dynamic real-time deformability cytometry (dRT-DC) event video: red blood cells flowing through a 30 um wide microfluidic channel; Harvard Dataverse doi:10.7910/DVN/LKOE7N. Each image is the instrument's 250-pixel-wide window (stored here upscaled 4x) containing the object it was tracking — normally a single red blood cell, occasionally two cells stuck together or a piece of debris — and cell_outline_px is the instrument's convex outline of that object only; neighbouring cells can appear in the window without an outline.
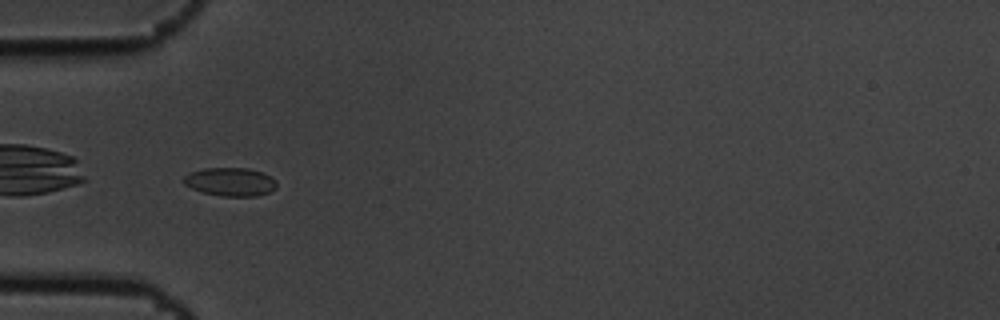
{"species": "common noctule bat (a hibernating species)", "species_latin": "Nyctalus noctula", "temperature_condition": "cold", "stored_images_in_passage": 12, "camera_frame_rate_fps": 3000, "um_per_image_px": 0.085, "animal": {"sex": "male", "body_mass_g": 19.5, "forearm_length_mm": 54.6}, "frame": {"image": 1, "passage_image": 6, "time_ms": 1.667, "image_size_px": [1000, 320], "cell_outline_px": [[276, 188], [268, 192], [256, 196], [220, 196], [204, 192], [192, 188], [184, 184], [184, 176], [192, 172], [204, 168], [248, 168], [260, 172], [276, 180]], "centroid_in_image_um": [19.58, 15.46], "position_along_channel_um": 65.4, "area_um2": 15.14}}
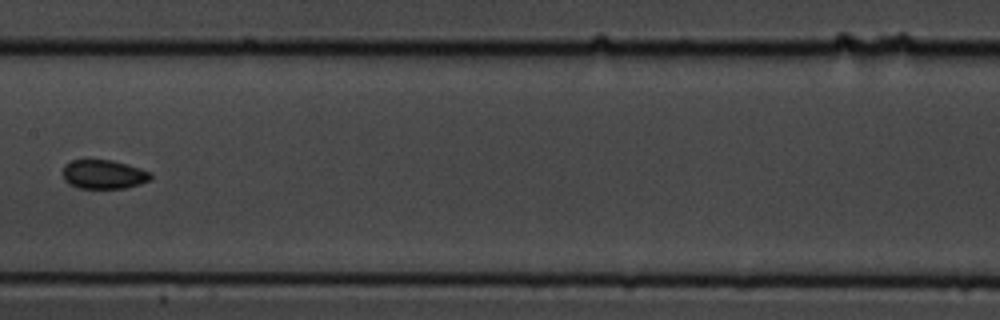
{"frame": {"image": 2, "passage_image": 9, "time_ms": 2.667, "image_size_px": [1000, 320], "cell_outline_px": [[152, 176], [148, 180], [140, 184], [124, 188], [76, 188], [68, 184], [64, 180], [64, 164], [72, 160], [112, 160], [140, 168], [152, 172]], "centroid_in_image_um": [8.8, 14.82], "position_along_channel_um": 198.6, "area_um2": 14.85}}
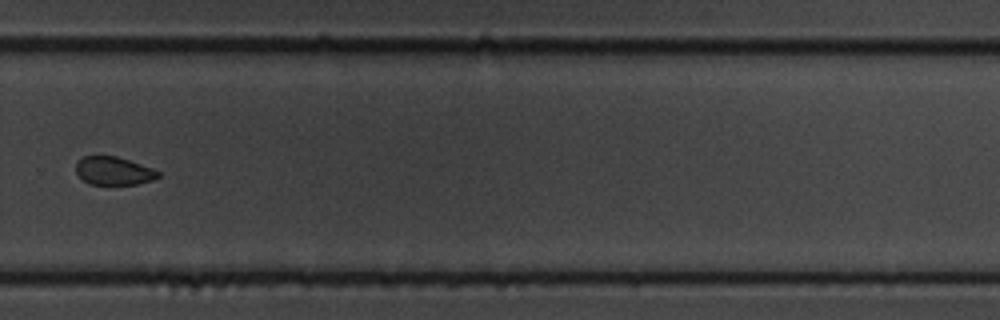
{"frame": {"image": 3, "passage_image": 12, "time_ms": 3.667, "image_size_px": [1000, 320], "cell_outline_px": [[160, 176], [152, 180], [136, 184], [88, 184], [76, 172], [76, 164], [84, 156], [116, 156], [152, 168], [160, 172]], "centroid_in_image_um": [9.67, 14.53], "position_along_channel_um": 320.1, "area_um2": 13.29}}